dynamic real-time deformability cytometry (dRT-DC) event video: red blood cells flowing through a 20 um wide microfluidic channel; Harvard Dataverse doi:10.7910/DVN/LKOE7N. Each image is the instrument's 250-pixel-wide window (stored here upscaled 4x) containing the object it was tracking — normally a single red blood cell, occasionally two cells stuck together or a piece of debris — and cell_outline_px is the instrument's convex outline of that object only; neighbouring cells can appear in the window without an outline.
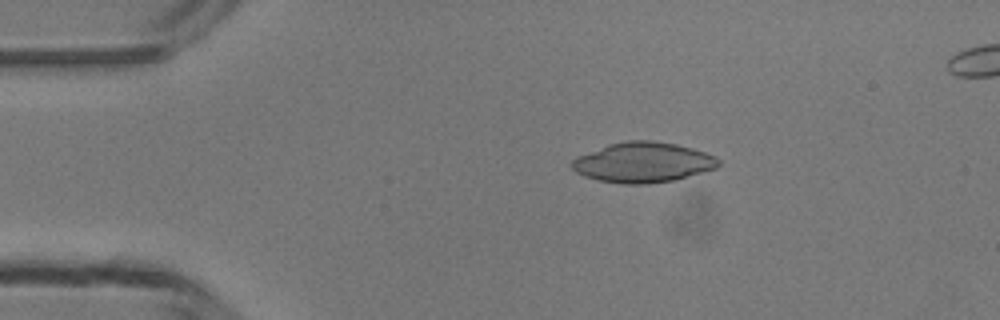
{"species": "common noctule bat (a hibernating species)", "species_latin": "Nyctalus noctula", "temperature_condition": "room temperature", "stored_images_in_passage": 5, "camera_frame_rate_fps": 3000, "um_per_image_px": 0.085, "animal": {"sex": "male", "body_mass_g": 13.3}, "frame": {"image": 1, "passage_image": 3, "time_ms": 2.333, "image_size_px": [1000, 320], "cell_outline_px": [[720, 164], [716, 168], [672, 180], [644, 184], [624, 184], [600, 180], [584, 176], [576, 172], [568, 164], [572, 160], [580, 156], [608, 144], [628, 140], [648, 140], [676, 144], [692, 148], [716, 156], [720, 160]], "centroid_in_image_um": [54.65, 13.8], "position_along_channel_um": 30.4, "area_um2": 33.99}}